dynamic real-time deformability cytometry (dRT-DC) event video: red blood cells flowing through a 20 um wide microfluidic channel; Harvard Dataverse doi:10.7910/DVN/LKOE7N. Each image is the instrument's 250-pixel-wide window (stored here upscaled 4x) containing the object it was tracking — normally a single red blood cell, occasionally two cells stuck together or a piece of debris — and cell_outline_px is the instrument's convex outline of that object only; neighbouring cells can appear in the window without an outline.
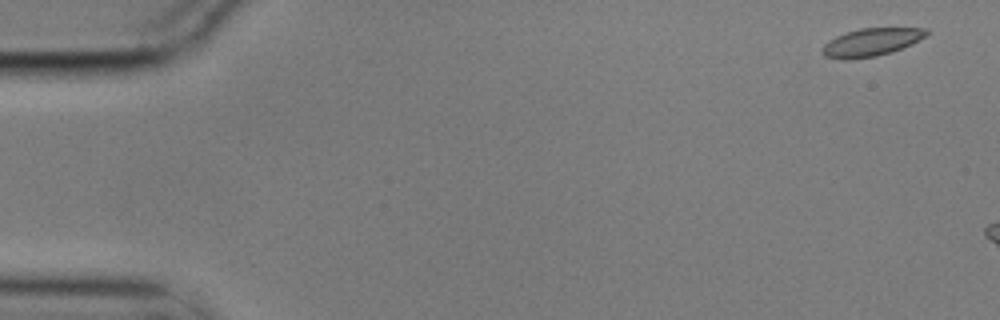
{"species": "common noctule bat (a hibernating species)", "species_latin": "Nyctalus noctula", "temperature_condition": "cold", "stored_images_in_passage": 3, "camera_frame_rate_fps": 3000, "um_per_image_px": 0.085, "animal": {"sex": "male", "body_mass_g": 17.9}, "frame": {"image": 1, "passage_image": 1, "time_ms": 0.0, "image_size_px": [1000, 320], "cell_outline_px": [[932, 32], [928, 36], [892, 52], [876, 56], [848, 60], [844, 60], [824, 56], [820, 52], [820, 48], [824, 44], [836, 36], [860, 28], [928, 28]], "centroid_in_image_um": [74.07, 3.59], "position_along_channel_um": 10.9, "area_um2": 17.11}}